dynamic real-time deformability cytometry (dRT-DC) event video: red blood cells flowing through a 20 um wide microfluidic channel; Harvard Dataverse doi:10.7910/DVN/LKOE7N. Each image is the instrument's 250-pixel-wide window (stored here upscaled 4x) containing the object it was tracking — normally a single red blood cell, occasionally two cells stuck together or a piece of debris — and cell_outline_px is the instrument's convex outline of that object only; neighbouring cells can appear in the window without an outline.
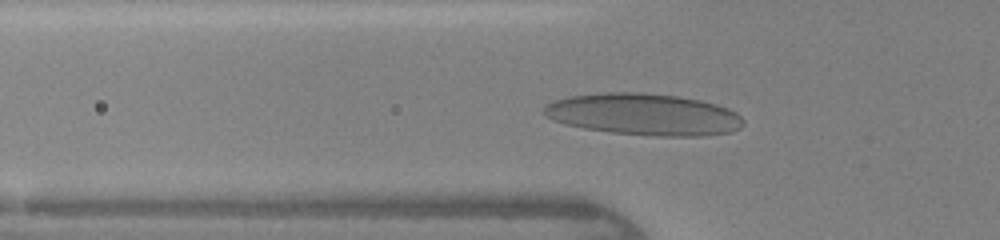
{"species": "human", "species_latin": "Homo sapiens", "temperature_condition": "warm", "stored_images_in_passage": 33, "camera_frame_rate_fps": 3000, "um_per_image_px": 0.085, "donor": {"sex": "female"}, "frame": {"image": 1, "passage_image": 8, "time_ms": 2.333, "image_size_px": [1000, 240], "cell_outline_px": [[744, 124], [740, 128], [732, 132], [704, 136], [656, 136], [612, 132], [584, 128], [564, 124], [552, 120], [544, 116], [540, 112], [544, 104], [556, 100], [572, 96], [608, 92], [640, 92], [680, 96], [700, 100], [716, 104], [728, 108], [736, 112], [744, 120]], "centroid_in_image_um": [54.72, 9.72], "position_along_channel_um": 71.1, "area_um2": 48.84}}
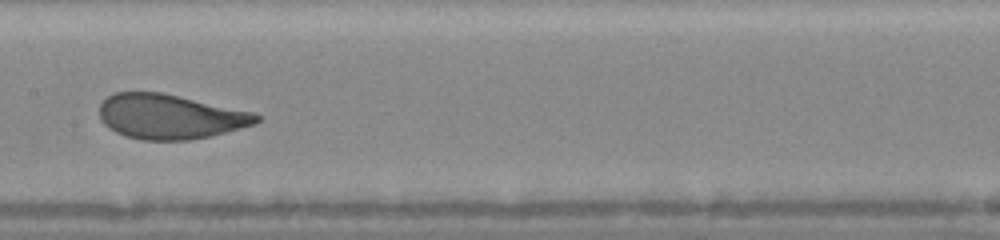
{"frame": {"image": 2, "passage_image": 16, "time_ms": 5.0, "image_size_px": [1000, 240], "cell_outline_px": [[260, 120], [256, 124], [208, 136], [188, 140], [140, 140], [124, 136], [108, 128], [100, 120], [100, 104], [108, 96], [116, 92], [160, 92], [252, 112], [260, 116]], "centroid_in_image_um": [14.4, 9.92], "position_along_channel_um": 193.0, "area_um2": 40.63}}
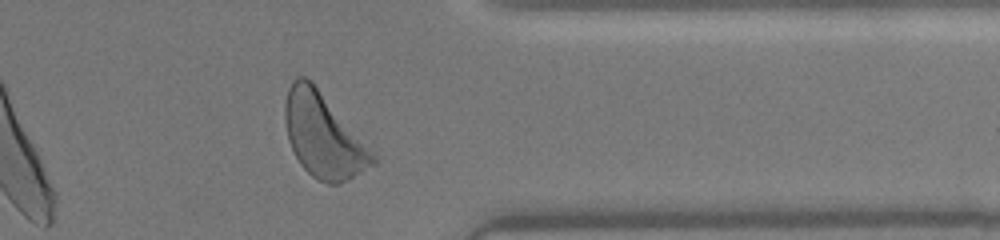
{"frame": {"image": 3, "passage_image": 29, "time_ms": 9.333, "image_size_px": [1000, 240], "cell_outline_px": [[380, 156], [376, 164], [348, 180], [340, 184], [328, 184], [312, 176], [300, 164], [288, 140], [284, 120], [284, 104], [288, 88], [292, 80], [300, 76], [304, 76], [312, 80]], "centroid_in_image_um": [27.54, 11.51], "position_along_channel_um": 383.9, "area_um2": 43.99}}